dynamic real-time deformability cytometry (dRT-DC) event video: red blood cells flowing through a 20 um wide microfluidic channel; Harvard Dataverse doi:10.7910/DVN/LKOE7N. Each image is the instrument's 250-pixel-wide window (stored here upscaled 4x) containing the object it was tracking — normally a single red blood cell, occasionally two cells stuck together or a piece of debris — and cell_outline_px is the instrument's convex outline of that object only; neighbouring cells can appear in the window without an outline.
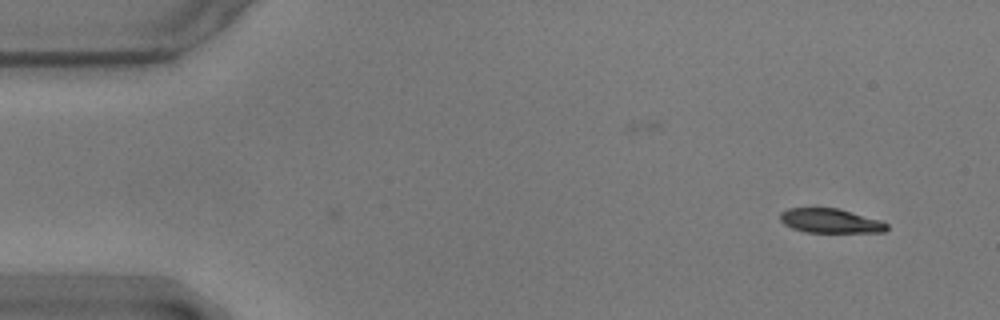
{"species": "common noctule bat (a hibernating species)", "species_latin": "Nyctalus noctula", "temperature_condition": "warm", "stored_images_in_passage": 9, "camera_frame_rate_fps": 3000, "um_per_image_px": 0.085, "animal": {"sex": "male", "body_mass_g": 17.9}, "frame": {"image": 1, "passage_image": 1, "time_ms": 0.0, "image_size_px": [1000, 320], "cell_outline_px": [[888, 228], [884, 232], [804, 232], [792, 228], [784, 224], [780, 220], [780, 212], [788, 208], [840, 208], [880, 220], [888, 224]], "centroid_in_image_um": [70.57, 18.76], "position_along_channel_um": 14.4, "area_um2": 15.2}}